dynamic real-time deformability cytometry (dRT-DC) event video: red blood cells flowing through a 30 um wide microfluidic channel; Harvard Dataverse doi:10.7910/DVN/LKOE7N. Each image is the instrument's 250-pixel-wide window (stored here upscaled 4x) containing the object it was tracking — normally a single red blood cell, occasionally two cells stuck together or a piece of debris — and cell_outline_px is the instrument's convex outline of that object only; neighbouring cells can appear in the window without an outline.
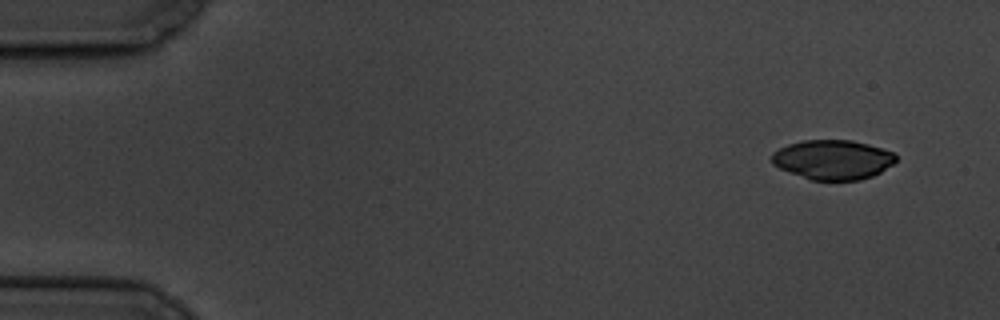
{"species": "common noctule bat (a hibernating species)", "species_latin": "Nyctalus noctula", "temperature_condition": "cold", "stored_images_in_passage": 5, "camera_frame_rate_fps": 3000, "um_per_image_px": 0.085, "animal": {"sex": "male", "body_mass_g": 19.5, "forearm_length_mm": 54.6}, "frame": {"image": 1, "passage_image": 1, "time_ms": 0.0, "image_size_px": [1000, 320], "cell_outline_px": [[896, 160], [892, 164], [880, 172], [872, 176], [860, 180], [812, 180], [788, 172], [772, 164], [772, 152], [788, 144], [804, 140], [852, 140], [868, 144], [892, 152], [896, 156]], "centroid_in_image_um": [70.77, 13.57], "position_along_channel_um": 14.2, "area_um2": 28.5}}